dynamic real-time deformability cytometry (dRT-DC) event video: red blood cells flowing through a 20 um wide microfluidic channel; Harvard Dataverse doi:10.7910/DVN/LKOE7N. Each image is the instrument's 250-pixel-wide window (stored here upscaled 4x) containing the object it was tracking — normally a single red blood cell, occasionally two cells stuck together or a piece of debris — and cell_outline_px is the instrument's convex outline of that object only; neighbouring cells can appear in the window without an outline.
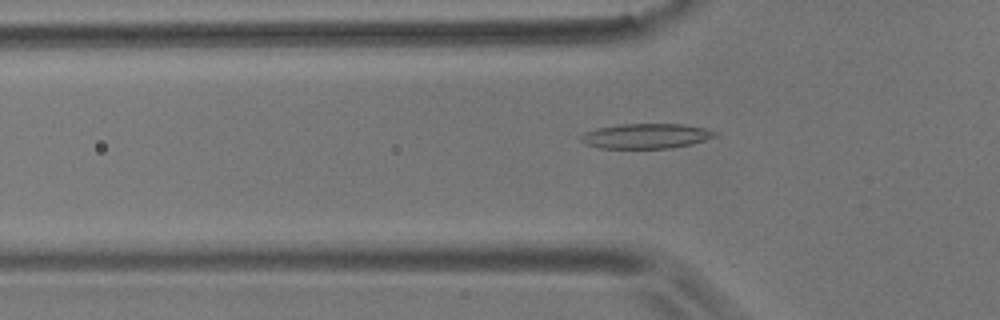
{"species": "common noctule bat (a hibernating species)", "species_latin": "Nyctalus noctula", "temperature_condition": "room temperature", "stored_images_in_passage": 48, "camera_frame_rate_fps": 3000, "um_per_image_px": 0.085, "animal": {"sex": "male", "body_mass_g": 17.9}, "frame": {"image": 1, "passage_image": 10, "time_ms": 3.0, "image_size_px": [1000, 320], "cell_outline_px": [[720, 132], [716, 136], [692, 144], [672, 148], [600, 148], [584, 144], [580, 140], [580, 136], [584, 132], [596, 128], [620, 124], [684, 124], [704, 128]], "centroid_in_image_um": [54.91, 11.56], "position_along_channel_um": 70.9, "area_um2": 19.65}}
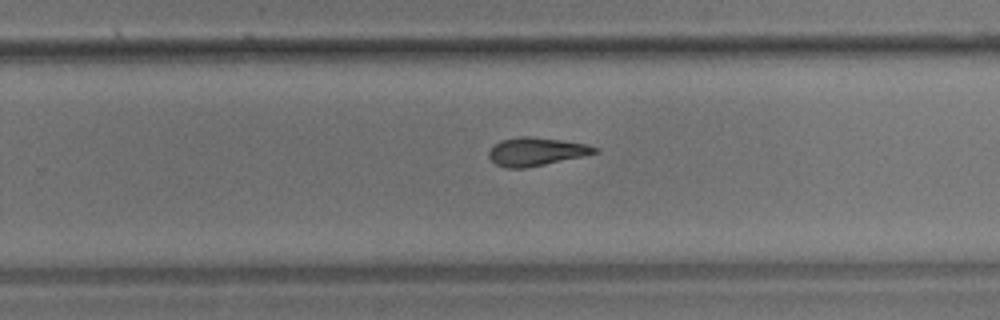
{"frame": {"image": 2, "passage_image": 28, "time_ms": 9.0, "image_size_px": [1000, 320], "cell_outline_px": [[600, 152], [584, 156], [524, 168], [508, 168], [496, 164], [488, 156], [488, 152], [500, 140], [520, 136], [532, 136], [564, 140], [588, 144], [600, 148]], "centroid_in_image_um": [45.63, 12.87], "position_along_channel_um": 284.2, "area_um2": 17.51}}
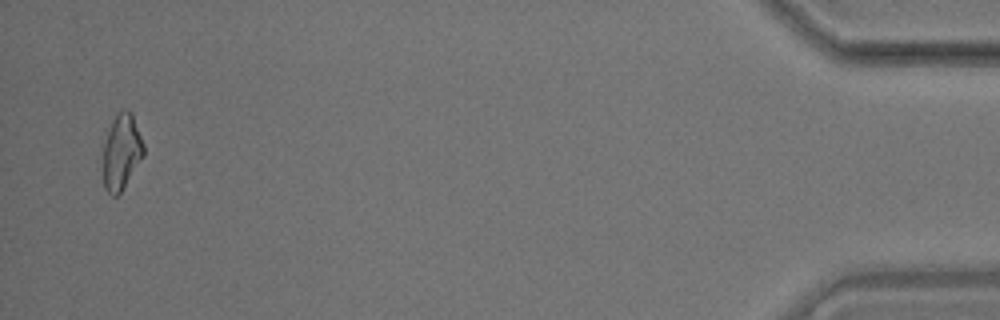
{"frame": {"image": 3, "passage_image": 47, "time_ms": 15.333, "image_size_px": [1000, 320], "cell_outline_px": [[144, 156], [120, 192], [116, 196], [112, 196], [104, 188], [104, 144], [112, 120], [124, 108], [128, 108], [132, 112], [144, 144]], "centroid_in_image_um": [10.35, 12.89], "position_along_channel_um": 424.8, "area_um2": 17.63}, "authors_computed_cell_mechanics": {"area_um2": 17.7157, "velocity_mm_per_s": 3.5432, "shape_relaxation_time_tau1_ms": null, "shape_relaxation_time_tau2_ms": 6.2247, "deformation_change_tau1": null, "deformation_change_tau2": 0.139}}